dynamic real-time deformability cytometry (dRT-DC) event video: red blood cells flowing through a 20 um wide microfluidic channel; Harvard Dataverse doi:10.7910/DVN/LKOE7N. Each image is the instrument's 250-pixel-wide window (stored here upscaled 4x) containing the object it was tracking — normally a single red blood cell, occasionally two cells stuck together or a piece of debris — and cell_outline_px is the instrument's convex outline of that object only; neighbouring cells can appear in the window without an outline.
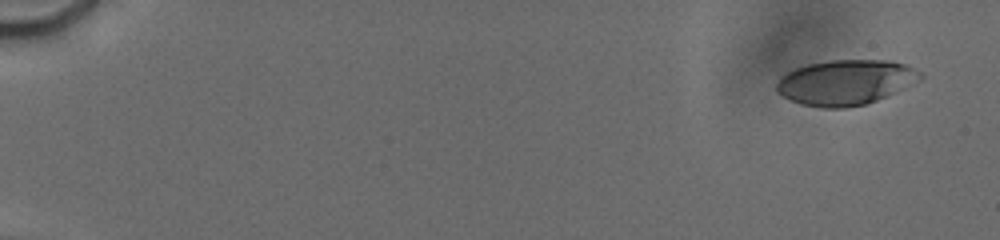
{"species": "human", "species_latin": "Homo sapiens", "temperature_condition": "cold", "stored_images_in_passage": 62, "camera_frame_rate_fps": 3000, "um_per_image_px": 0.085, "donor": {"sex": "male"}, "frame": {"image": 1, "passage_image": 4, "time_ms": 1.0, "image_size_px": [1000, 240], "cell_outline_px": [[924, 76], [920, 80], [896, 92], [876, 100], [864, 104], [844, 108], [820, 108], [800, 104], [776, 92], [776, 84], [788, 72], [796, 68], [808, 64], [828, 60], [888, 60], [904, 64], [920, 72]], "centroid_in_image_um": [71.88, 7.0], "position_along_channel_um": 13.1, "area_um2": 37.57}}
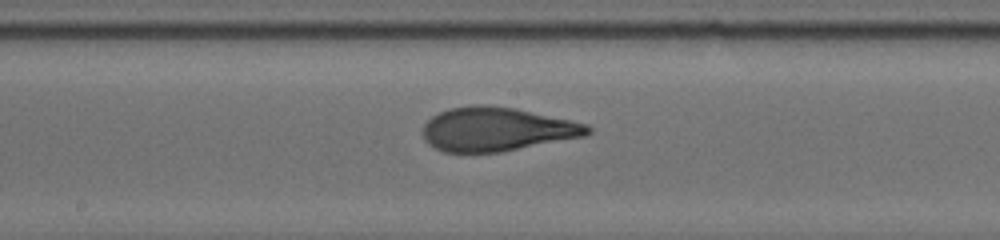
{"frame": {"image": 2, "passage_image": 36, "time_ms": 10.667, "image_size_px": [1000, 240], "cell_outline_px": [[592, 132], [584, 136], [500, 152], [444, 152], [428, 144], [424, 140], [424, 124], [432, 116], [440, 112], [452, 108], [476, 104], [480, 104], [516, 108], [588, 124], [592, 128]], "centroid_in_image_um": [42.23, 10.98], "position_along_channel_um": 206.0, "area_um2": 41.85}}
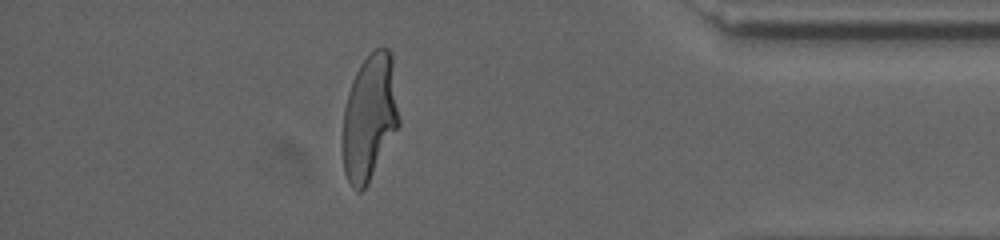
{"frame": {"image": 3, "passage_image": 55, "time_ms": 16.667, "image_size_px": [1000, 240], "cell_outline_px": [[400, 124], [368, 184], [360, 192], [356, 192], [352, 188], [344, 172], [344, 108], [348, 92], [352, 80], [360, 64], [376, 48], [388, 48], [392, 52], [400, 120]], "centroid_in_image_um": [31.44, 9.96], "position_along_channel_um": 403.8, "area_um2": 41.33}, "authors_computed_cell_mechanics": {"area_um2": 41.4715, "velocity_mm_per_s": 3.7919, "shape_relaxation_time_tau1_ms": 5.7756, "shape_relaxation_time_tau2_ms": 1.0547, "deformation_change_tau1": 0.2473, "deformation_change_tau2": 0.0903}}